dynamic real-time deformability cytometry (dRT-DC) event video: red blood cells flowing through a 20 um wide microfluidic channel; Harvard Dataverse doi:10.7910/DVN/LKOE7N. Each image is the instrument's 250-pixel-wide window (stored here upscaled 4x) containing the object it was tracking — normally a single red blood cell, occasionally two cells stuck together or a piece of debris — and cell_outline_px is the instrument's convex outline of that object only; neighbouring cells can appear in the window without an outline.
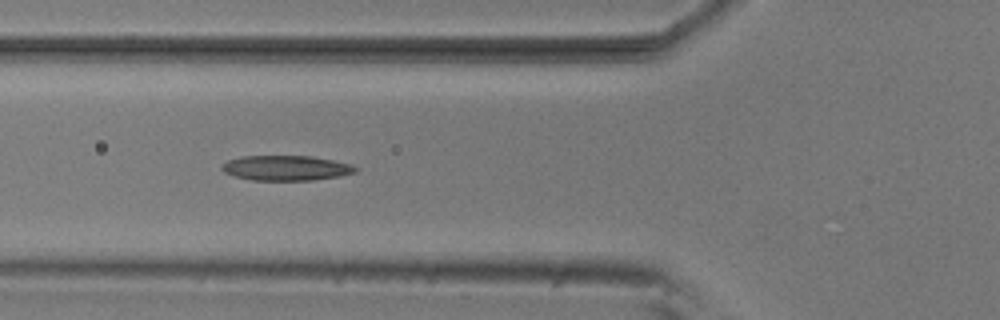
{"species": "common noctule bat (a hibernating species)", "species_latin": "Nyctalus noctula", "temperature_condition": "room temperature", "stored_images_in_passage": 9, "camera_frame_rate_fps": 3000, "um_per_image_px": 0.085, "animal": {"sex": "male", "body_mass_g": 20.5, "forearm_length_mm": 52.5}, "frame": {"image": 1, "passage_image": 6, "time_ms": 1.667, "image_size_px": [1000, 320], "cell_outline_px": [[360, 168], [356, 172], [340, 176], [312, 180], [252, 180], [236, 176], [224, 172], [220, 168], [220, 164], [228, 160], [244, 156], [312, 156], [352, 164]], "centroid_in_image_um": [24.33, 14.27], "position_along_channel_um": 101.5, "area_um2": 19.54}}
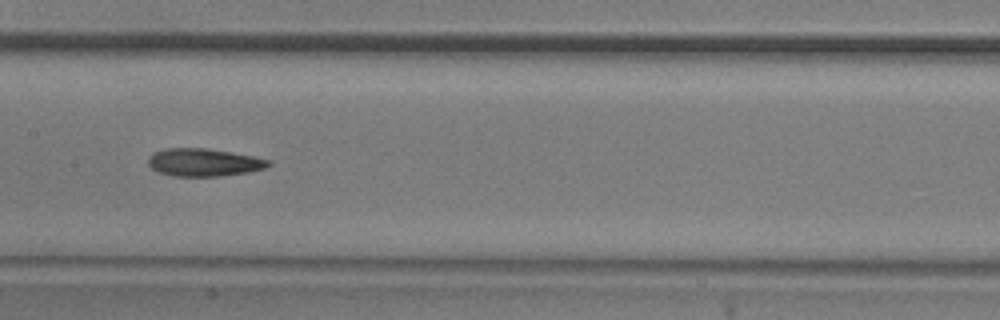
{"frame": {"image": 2, "passage_image": 8, "time_ms": 2.333, "image_size_px": [1000, 320], "cell_outline_px": [[272, 164], [264, 168], [248, 172], [220, 176], [172, 176], [156, 172], [148, 164], [148, 156], [152, 152], [164, 148], [204, 148], [256, 156], [272, 160]], "centroid_in_image_um": [17.31, 13.8], "position_along_channel_um": 190.1, "area_um2": 19.71}}
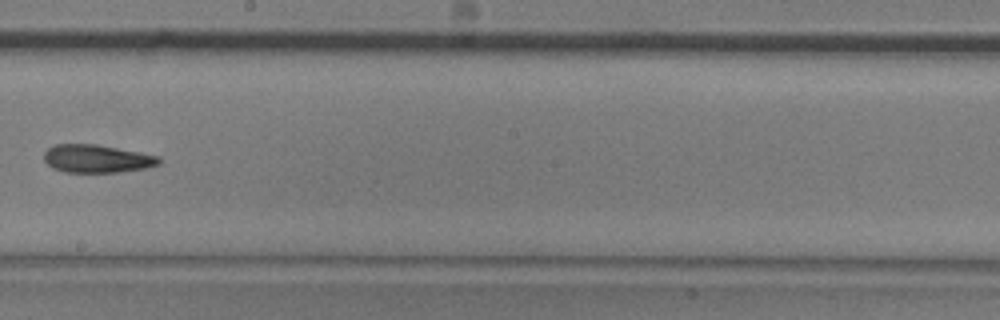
{"frame": {"image": 3, "passage_image": 9, "time_ms": 2.667, "image_size_px": [1000, 320], "cell_outline_px": [[160, 164], [144, 168], [120, 172], [64, 172], [52, 168], [44, 160], [44, 152], [52, 144], [96, 144], [140, 152], [160, 156]], "centroid_in_image_um": [8.21, 13.48], "position_along_channel_um": 240.0, "area_um2": 18.84}}